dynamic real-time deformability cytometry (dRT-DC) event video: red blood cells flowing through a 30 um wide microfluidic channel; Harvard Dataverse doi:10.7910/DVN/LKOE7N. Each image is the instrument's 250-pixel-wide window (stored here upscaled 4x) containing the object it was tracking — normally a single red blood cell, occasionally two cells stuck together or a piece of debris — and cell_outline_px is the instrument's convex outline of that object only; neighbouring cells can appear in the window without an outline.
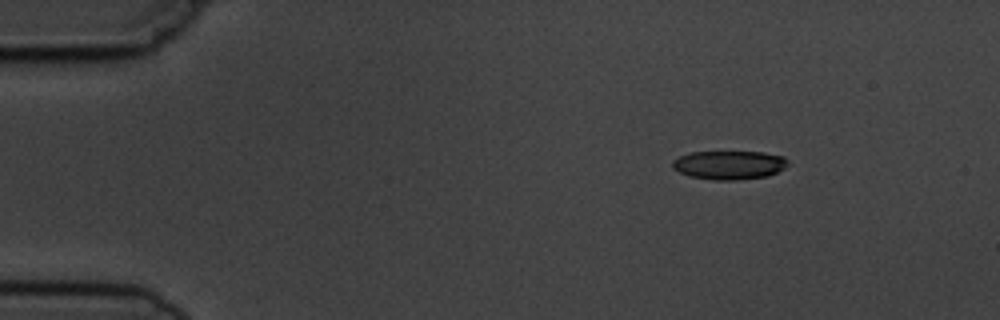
{"species": "common noctule bat (a hibernating species)", "species_latin": "Nyctalus noctula", "temperature_condition": "cold", "stored_images_in_passage": 6, "camera_frame_rate_fps": 3000, "um_per_image_px": 0.085, "animal": {"sex": "male", "body_mass_g": 19.5, "forearm_length_mm": 54.6}, "frame": {"image": 1, "passage_image": 2, "time_ms": 1.0, "image_size_px": [1000, 320], "cell_outline_px": [[788, 164], [784, 168], [768, 176], [736, 180], [712, 180], [688, 176], [672, 168], [672, 160], [680, 156], [692, 152], [764, 152], [784, 156], [788, 160]], "centroid_in_image_um": [61.98, 14.03], "position_along_channel_um": 23.0, "area_um2": 19.42}}
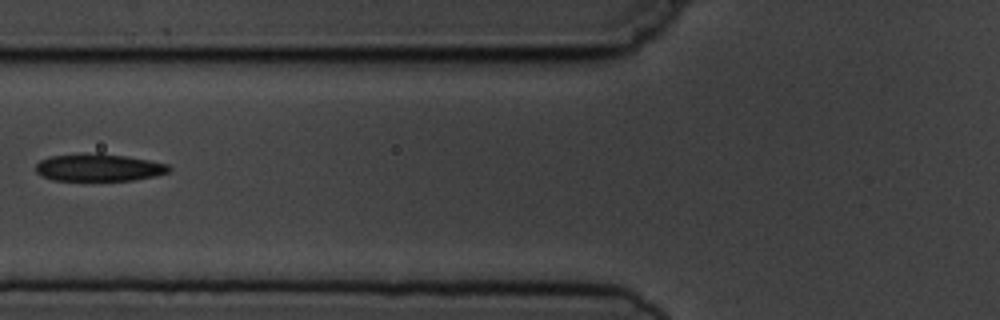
{"frame": {"image": 2, "passage_image": 5, "time_ms": 5.667, "image_size_px": [1000, 320], "cell_outline_px": [[172, 168], [168, 172], [152, 176], [132, 180], [52, 180], [40, 176], [36, 172], [36, 164], [40, 160], [48, 156], [96, 152], [100, 152], [148, 160], [168, 164]], "centroid_in_image_um": [8.34, 14.22], "position_along_channel_um": 117.5, "area_um2": 21.33}}
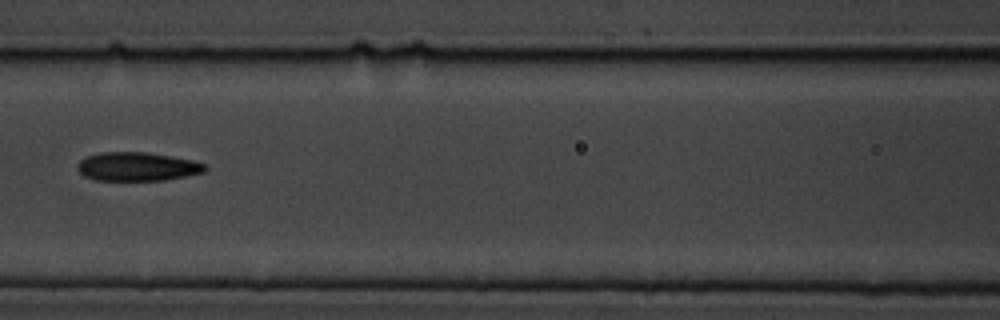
{"frame": {"image": 3, "passage_image": 6, "time_ms": 6.667, "image_size_px": [1000, 320], "cell_outline_px": [[208, 168], [204, 172], [188, 176], [164, 180], [96, 180], [84, 176], [76, 168], [80, 160], [88, 156], [100, 152], [148, 152], [172, 156], [192, 160], [208, 164]], "centroid_in_image_um": [11.71, 14.16], "position_along_channel_um": 154.9, "area_um2": 21.5}}